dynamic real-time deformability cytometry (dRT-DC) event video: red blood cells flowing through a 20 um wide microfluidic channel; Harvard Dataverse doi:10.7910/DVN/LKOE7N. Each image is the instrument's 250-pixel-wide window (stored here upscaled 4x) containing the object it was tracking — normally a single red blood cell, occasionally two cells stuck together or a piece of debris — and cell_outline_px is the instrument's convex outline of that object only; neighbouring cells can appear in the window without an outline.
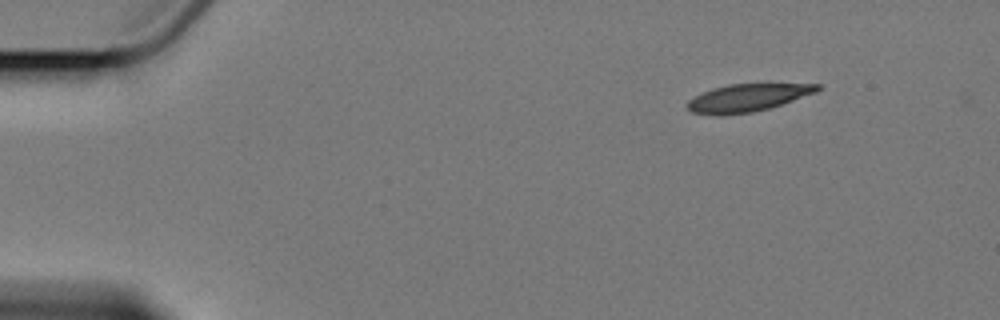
{"species": "Egyptian fruit bat (a non-hibernating species)", "species_latin": "Rousettus aegyptiacus", "temperature_condition": "cold", "stored_images_in_passage": 9, "camera_frame_rate_fps": 3000, "um_per_image_px": 0.085, "animal": {"sex": "female"}, "frame": {"image": 1, "passage_image": 1, "time_ms": 0.0, "image_size_px": [1000, 320], "cell_outline_px": [[820, 88], [816, 92], [768, 108], [752, 112], [692, 112], [684, 104], [688, 100], [712, 88], [728, 84], [820, 84]], "centroid_in_image_um": [63.57, 8.26], "position_along_channel_um": 21.4, "area_um2": 19.77}}
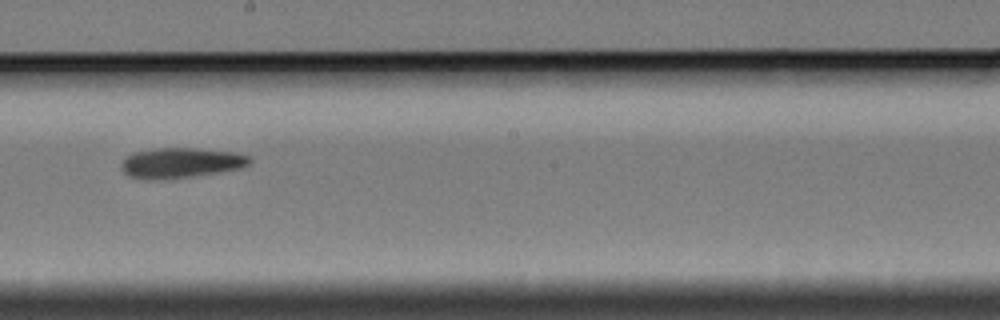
{"frame": {"image": 2, "passage_image": 6, "time_ms": 9.0, "image_size_px": [1000, 320], "cell_outline_px": [[252, 160], [244, 168], [192, 176], [152, 180], [144, 180], [128, 176], [120, 168], [120, 164], [132, 152], [156, 148], [196, 148], [236, 152], [252, 156]], "centroid_in_image_um": [15.38, 13.84], "position_along_channel_um": 232.8, "area_um2": 22.83}}
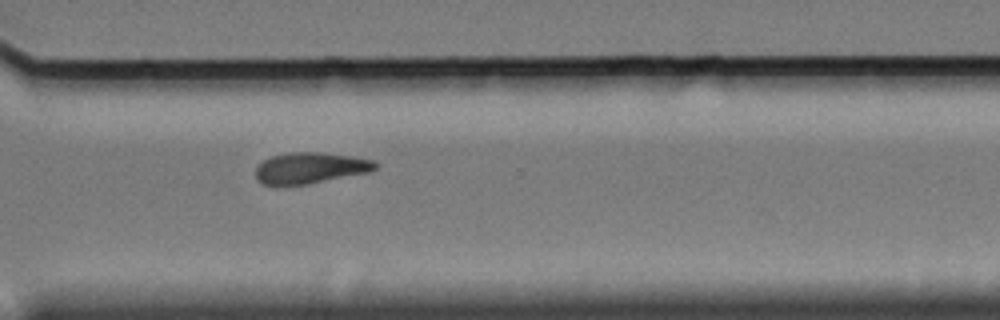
{"frame": {"image": 3, "passage_image": 9, "time_ms": 12.333, "image_size_px": [1000, 320], "cell_outline_px": [[376, 168], [368, 172], [308, 184], [280, 188], [276, 188], [264, 184], [256, 180], [256, 168], [264, 160], [272, 156], [288, 152], [324, 152], [352, 156], [372, 160], [376, 164]], "centroid_in_image_um": [26.29, 14.31], "position_along_channel_um": 344.3, "area_um2": 22.08}}